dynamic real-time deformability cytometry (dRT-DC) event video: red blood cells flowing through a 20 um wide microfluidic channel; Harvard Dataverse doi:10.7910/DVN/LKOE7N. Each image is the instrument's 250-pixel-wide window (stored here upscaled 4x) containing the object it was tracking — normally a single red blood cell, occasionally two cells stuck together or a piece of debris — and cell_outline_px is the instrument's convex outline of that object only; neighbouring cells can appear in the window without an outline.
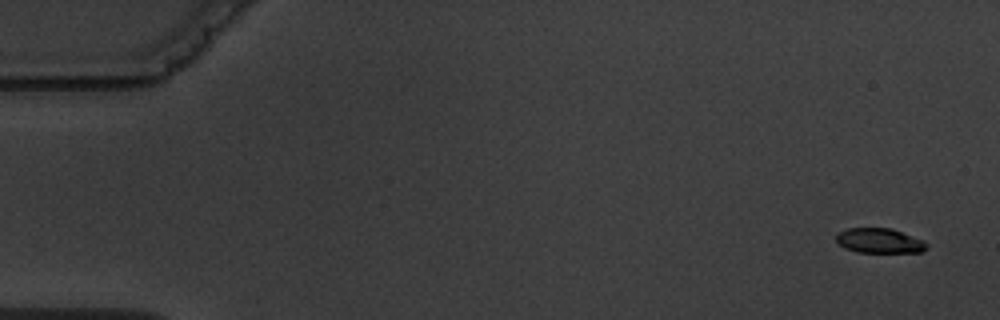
{"species": "common noctule bat (a hibernating species)", "species_latin": "Nyctalus noctula", "temperature_condition": "warm", "stored_images_in_passage": 6, "camera_frame_rate_fps": 3000, "um_per_image_px": 0.085, "animal": {"sex": "male", "body_mass_g": 19.5, "forearm_length_mm": 54.6}, "frame": {"image": 1, "passage_image": 1, "time_ms": 0.0, "image_size_px": [1000, 320], "cell_outline_px": [[928, 248], [920, 252], [856, 252], [844, 248], [836, 240], [836, 236], [840, 232], [848, 228], [892, 228], [924, 240], [928, 244]], "centroid_in_image_um": [74.79, 20.46], "position_along_channel_um": 10.2, "area_um2": 13.12}}
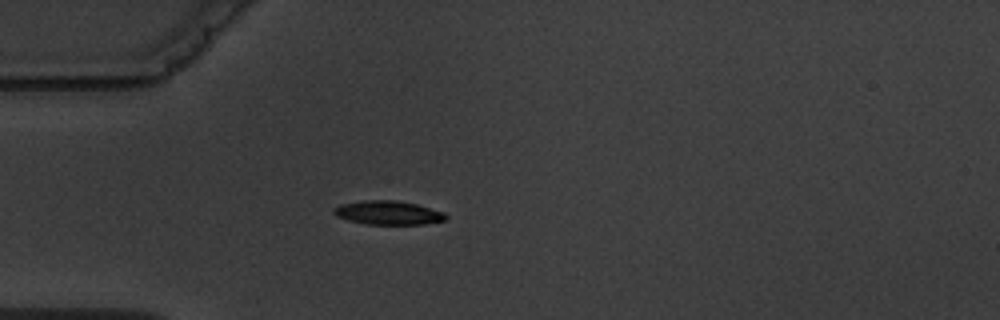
{"frame": {"image": 2, "passage_image": 5, "time_ms": 4.667, "image_size_px": [1000, 320], "cell_outline_px": [[448, 216], [444, 220], [424, 224], [364, 224], [348, 220], [336, 216], [332, 212], [332, 208], [340, 204], [364, 200], [396, 200], [416, 204], [444, 212]], "centroid_in_image_um": [32.95, 18.08], "position_along_channel_um": 52.1, "area_um2": 15.61}}